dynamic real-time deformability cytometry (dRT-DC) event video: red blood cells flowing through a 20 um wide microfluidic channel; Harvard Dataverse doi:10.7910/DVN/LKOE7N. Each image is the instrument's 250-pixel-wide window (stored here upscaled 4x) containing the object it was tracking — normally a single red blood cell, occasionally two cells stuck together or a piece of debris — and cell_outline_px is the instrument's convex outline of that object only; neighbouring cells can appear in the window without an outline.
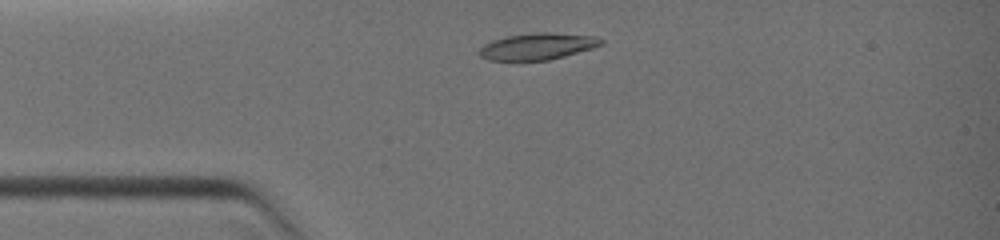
{"species": "common noctule bat (a hibernating species)", "species_latin": "Nyctalus noctula", "temperature_condition": "warm", "stored_images_in_passage": 7, "camera_frame_rate_fps": 3000, "um_per_image_px": 0.085, "animal": {"sex": "female", "body_mass_g": 19.0, "forearm_length_mm": 51.5}, "frame": {"image": 1, "passage_image": 1, "time_ms": 0.0, "image_size_px": [1000, 240], "cell_outline_px": [[604, 44], [592, 48], [564, 56], [548, 60], [520, 64], [488, 60], [480, 56], [480, 48], [484, 44], [492, 40], [508, 36], [536, 32], [548, 32], [596, 36], [604, 40]], "centroid_in_image_um": [45.64, 3.99], "position_along_channel_um": 39.4, "area_um2": 19.65}}
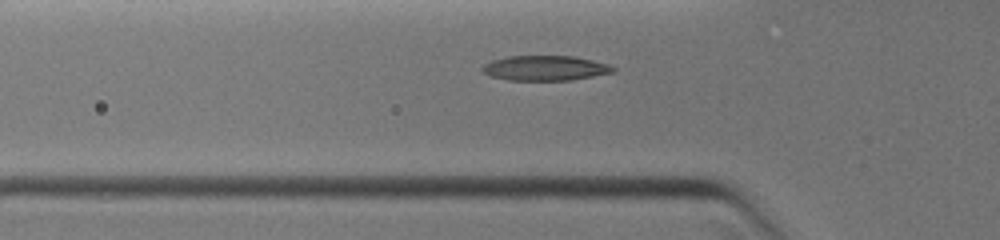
{"frame": {"image": 2, "passage_image": 4, "time_ms": 1.333, "image_size_px": [1000, 240], "cell_outline_px": [[616, 72], [572, 80], [508, 80], [492, 76], [484, 72], [480, 68], [484, 64], [492, 60], [508, 56], [572, 56], [592, 60], [608, 64], [616, 68]], "centroid_in_image_um": [46.36, 5.79], "position_along_channel_um": 79.4, "area_um2": 19.02}}
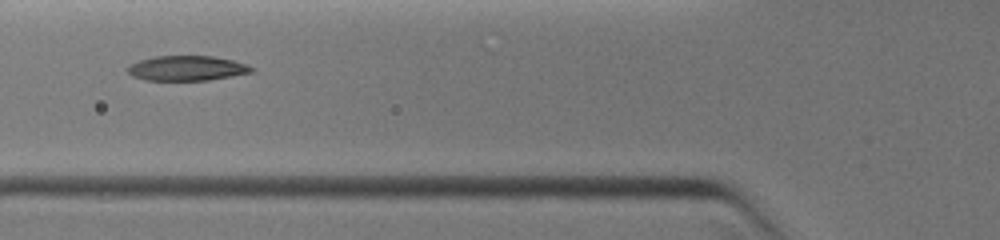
{"frame": {"image": 3, "passage_image": 5, "time_ms": 2.0, "image_size_px": [1000, 240], "cell_outline_px": [[252, 72], [208, 80], [144, 80], [132, 76], [128, 72], [128, 64], [140, 60], [156, 56], [212, 56], [232, 60], [248, 64], [252, 68]], "centroid_in_image_um": [15.85, 5.79], "position_along_channel_um": 110.0, "area_um2": 17.86}}